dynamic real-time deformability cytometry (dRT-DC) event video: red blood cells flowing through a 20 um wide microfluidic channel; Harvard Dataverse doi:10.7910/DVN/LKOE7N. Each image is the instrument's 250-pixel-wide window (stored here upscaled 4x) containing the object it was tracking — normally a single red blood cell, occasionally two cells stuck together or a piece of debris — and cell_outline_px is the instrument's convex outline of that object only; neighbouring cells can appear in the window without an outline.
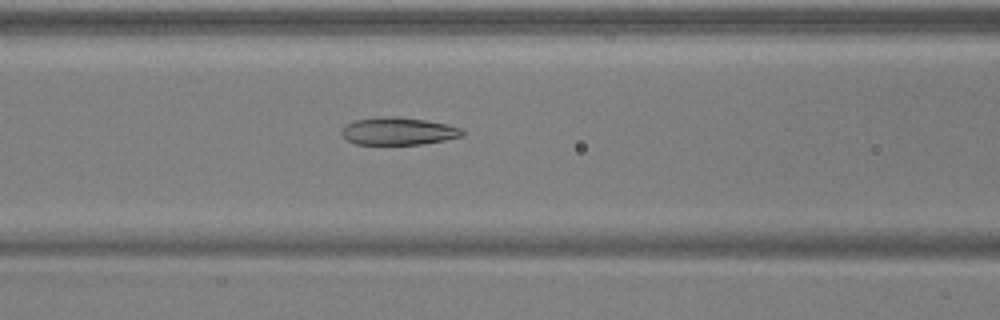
{"species": "common noctule bat (a hibernating species)", "species_latin": "Nyctalus noctula", "temperature_condition": "warm", "stored_images_in_passage": 33, "camera_frame_rate_fps": 3000, "um_per_image_px": 0.085, "animal": {"sex": "male", "body_mass_g": 17.9, "forearm_length_mm": 54.2}, "frame": {"image": 1, "passage_image": 6, "time_ms": 1.667, "image_size_px": [1000, 320], "cell_outline_px": [[464, 136], [424, 144], [356, 144], [348, 140], [340, 132], [348, 124], [356, 120], [380, 116], [396, 116], [424, 120], [448, 124], [464, 128]], "centroid_in_image_um": [33.92, 11.14], "position_along_channel_um": 132.7, "area_um2": 19.36}}
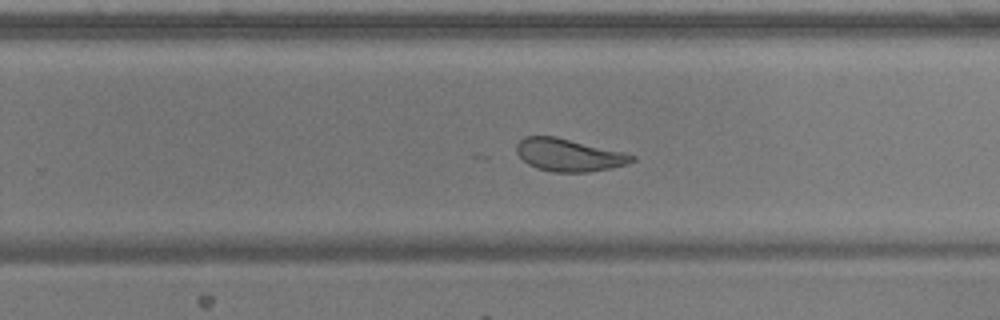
{"frame": {"image": 2, "passage_image": 14, "time_ms": 4.333, "image_size_px": [1000, 320], "cell_outline_px": [[636, 160], [628, 164], [612, 168], [588, 172], [552, 172], [536, 168], [528, 164], [516, 152], [516, 144], [524, 136], [556, 136], [624, 152], [636, 156]], "centroid_in_image_um": [48.37, 13.17], "position_along_channel_um": 281.4, "area_um2": 22.08}}
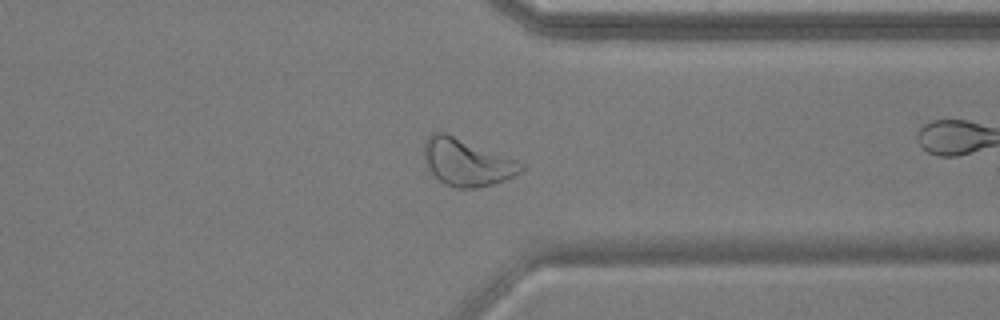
{"frame": {"image": 3, "passage_image": 21, "time_ms": 6.667, "image_size_px": [1000, 320], "cell_outline_px": [[524, 168], [520, 172], [508, 180], [476, 188], [456, 188], [444, 184], [432, 172], [424, 156], [424, 140], [432, 132], [444, 132], [516, 160], [524, 164]], "centroid_in_image_um": [39.68, 13.8], "position_along_channel_um": 371.7, "area_um2": 26.3}, "authors_computed_cell_mechanics": {"area_um2": 22.0796, "velocity_mm_per_s": 3.9664, "shape_relaxation_time_tau1_ms": 4.58, "shape_relaxation_time_tau2_ms": 2.1024, "deformation_change_tau1": 0.1213, "deformation_change_tau2": 0.0823}}